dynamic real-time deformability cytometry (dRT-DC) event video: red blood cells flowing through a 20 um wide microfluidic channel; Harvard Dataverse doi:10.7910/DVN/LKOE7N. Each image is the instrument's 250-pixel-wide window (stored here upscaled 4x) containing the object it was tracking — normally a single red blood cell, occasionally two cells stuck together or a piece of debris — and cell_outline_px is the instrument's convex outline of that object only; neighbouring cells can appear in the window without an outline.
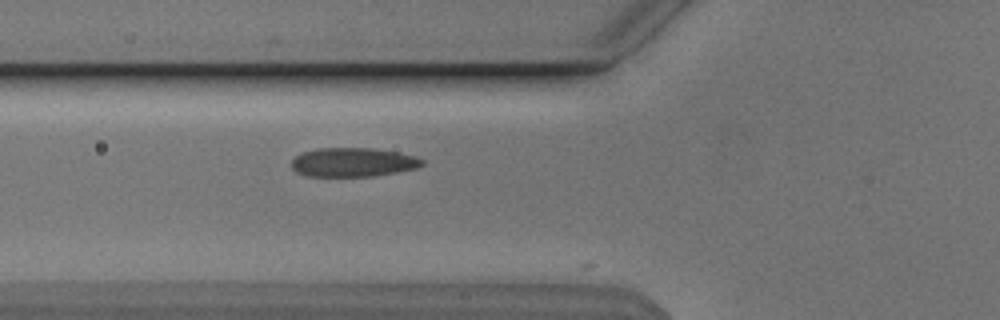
{"species": "Egyptian fruit bat (a non-hibernating species)", "species_latin": "Rousettus aegyptiacus", "temperature_condition": "cold", "stored_images_in_passage": 6, "camera_frame_rate_fps": 3000, "um_per_image_px": 0.085, "animal": {"sex": "male"}, "frame": {"image": 1, "passage_image": 5, "time_ms": 1.333, "image_size_px": [1000, 320], "cell_outline_px": [[424, 164], [416, 168], [396, 172], [372, 176], [304, 176], [296, 172], [292, 168], [292, 160], [296, 156], [304, 152], [316, 148], [372, 148], [396, 152], [416, 156], [424, 160]], "centroid_in_image_um": [30.0, 13.79], "position_along_channel_um": 95.8, "area_um2": 22.02}}